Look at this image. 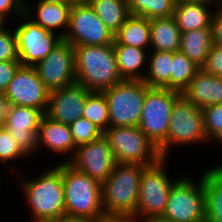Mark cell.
Masks as SVG:
<instances>
[{
    "mask_svg": "<svg viewBox=\"0 0 222 222\" xmlns=\"http://www.w3.org/2000/svg\"><path fill=\"white\" fill-rule=\"evenodd\" d=\"M76 82L103 92L122 81L113 44L73 46Z\"/></svg>",
    "mask_w": 222,
    "mask_h": 222,
    "instance_id": "obj_1",
    "label": "cell"
},
{
    "mask_svg": "<svg viewBox=\"0 0 222 222\" xmlns=\"http://www.w3.org/2000/svg\"><path fill=\"white\" fill-rule=\"evenodd\" d=\"M56 167L62 173L66 215L95 220L105 217L102 184L74 169L67 162Z\"/></svg>",
    "mask_w": 222,
    "mask_h": 222,
    "instance_id": "obj_2",
    "label": "cell"
},
{
    "mask_svg": "<svg viewBox=\"0 0 222 222\" xmlns=\"http://www.w3.org/2000/svg\"><path fill=\"white\" fill-rule=\"evenodd\" d=\"M147 166L117 163L102 184L105 216L134 217L139 197L140 180Z\"/></svg>",
    "mask_w": 222,
    "mask_h": 222,
    "instance_id": "obj_3",
    "label": "cell"
},
{
    "mask_svg": "<svg viewBox=\"0 0 222 222\" xmlns=\"http://www.w3.org/2000/svg\"><path fill=\"white\" fill-rule=\"evenodd\" d=\"M50 169L39 178L20 183L33 222H54L66 215L62 173L56 166Z\"/></svg>",
    "mask_w": 222,
    "mask_h": 222,
    "instance_id": "obj_4",
    "label": "cell"
},
{
    "mask_svg": "<svg viewBox=\"0 0 222 222\" xmlns=\"http://www.w3.org/2000/svg\"><path fill=\"white\" fill-rule=\"evenodd\" d=\"M117 163L149 166L162 157L138 126L109 127L104 132Z\"/></svg>",
    "mask_w": 222,
    "mask_h": 222,
    "instance_id": "obj_5",
    "label": "cell"
},
{
    "mask_svg": "<svg viewBox=\"0 0 222 222\" xmlns=\"http://www.w3.org/2000/svg\"><path fill=\"white\" fill-rule=\"evenodd\" d=\"M210 141L204 128V114L181 95L174 103L166 141L158 148L162 158H168L173 145Z\"/></svg>",
    "mask_w": 222,
    "mask_h": 222,
    "instance_id": "obj_6",
    "label": "cell"
},
{
    "mask_svg": "<svg viewBox=\"0 0 222 222\" xmlns=\"http://www.w3.org/2000/svg\"><path fill=\"white\" fill-rule=\"evenodd\" d=\"M149 87L138 80H122L103 91L109 110V127L139 126Z\"/></svg>",
    "mask_w": 222,
    "mask_h": 222,
    "instance_id": "obj_7",
    "label": "cell"
},
{
    "mask_svg": "<svg viewBox=\"0 0 222 222\" xmlns=\"http://www.w3.org/2000/svg\"><path fill=\"white\" fill-rule=\"evenodd\" d=\"M161 158L155 164L147 166L142 173L139 188V197L134 217L144 220L162 216L165 212L170 190L175 181H171L166 174L164 162Z\"/></svg>",
    "mask_w": 222,
    "mask_h": 222,
    "instance_id": "obj_8",
    "label": "cell"
},
{
    "mask_svg": "<svg viewBox=\"0 0 222 222\" xmlns=\"http://www.w3.org/2000/svg\"><path fill=\"white\" fill-rule=\"evenodd\" d=\"M181 95L167 88H149L145 94L138 127L157 148L166 141L172 108Z\"/></svg>",
    "mask_w": 222,
    "mask_h": 222,
    "instance_id": "obj_9",
    "label": "cell"
},
{
    "mask_svg": "<svg viewBox=\"0 0 222 222\" xmlns=\"http://www.w3.org/2000/svg\"><path fill=\"white\" fill-rule=\"evenodd\" d=\"M195 184L189 177H179L173 184L163 214L174 222H205V188L203 175Z\"/></svg>",
    "mask_w": 222,
    "mask_h": 222,
    "instance_id": "obj_10",
    "label": "cell"
},
{
    "mask_svg": "<svg viewBox=\"0 0 222 222\" xmlns=\"http://www.w3.org/2000/svg\"><path fill=\"white\" fill-rule=\"evenodd\" d=\"M72 46L108 45L114 34L97 16L89 3H75L71 9L69 27L58 33Z\"/></svg>",
    "mask_w": 222,
    "mask_h": 222,
    "instance_id": "obj_11",
    "label": "cell"
},
{
    "mask_svg": "<svg viewBox=\"0 0 222 222\" xmlns=\"http://www.w3.org/2000/svg\"><path fill=\"white\" fill-rule=\"evenodd\" d=\"M30 11L28 3L25 1L24 13L19 18L26 19V22L15 27L19 61L22 66H35L63 41L59 34L55 35L54 32H49L33 22L29 18Z\"/></svg>",
    "mask_w": 222,
    "mask_h": 222,
    "instance_id": "obj_12",
    "label": "cell"
},
{
    "mask_svg": "<svg viewBox=\"0 0 222 222\" xmlns=\"http://www.w3.org/2000/svg\"><path fill=\"white\" fill-rule=\"evenodd\" d=\"M64 162L100 184L107 180L117 164L109 141L104 135L98 140L77 146L71 159Z\"/></svg>",
    "mask_w": 222,
    "mask_h": 222,
    "instance_id": "obj_13",
    "label": "cell"
},
{
    "mask_svg": "<svg viewBox=\"0 0 222 222\" xmlns=\"http://www.w3.org/2000/svg\"><path fill=\"white\" fill-rule=\"evenodd\" d=\"M4 95L9 105L36 108L46 113L50 90L40 80L34 66H20Z\"/></svg>",
    "mask_w": 222,
    "mask_h": 222,
    "instance_id": "obj_14",
    "label": "cell"
},
{
    "mask_svg": "<svg viewBox=\"0 0 222 222\" xmlns=\"http://www.w3.org/2000/svg\"><path fill=\"white\" fill-rule=\"evenodd\" d=\"M34 67L50 91L76 82L74 48L64 40Z\"/></svg>",
    "mask_w": 222,
    "mask_h": 222,
    "instance_id": "obj_15",
    "label": "cell"
},
{
    "mask_svg": "<svg viewBox=\"0 0 222 222\" xmlns=\"http://www.w3.org/2000/svg\"><path fill=\"white\" fill-rule=\"evenodd\" d=\"M44 115L36 108L9 105L4 128L13 135L26 155L38 149V131Z\"/></svg>",
    "mask_w": 222,
    "mask_h": 222,
    "instance_id": "obj_16",
    "label": "cell"
},
{
    "mask_svg": "<svg viewBox=\"0 0 222 222\" xmlns=\"http://www.w3.org/2000/svg\"><path fill=\"white\" fill-rule=\"evenodd\" d=\"M90 92L77 82L50 91L45 115L56 122L70 125L82 117L85 101Z\"/></svg>",
    "mask_w": 222,
    "mask_h": 222,
    "instance_id": "obj_17",
    "label": "cell"
},
{
    "mask_svg": "<svg viewBox=\"0 0 222 222\" xmlns=\"http://www.w3.org/2000/svg\"><path fill=\"white\" fill-rule=\"evenodd\" d=\"M181 94L201 109L222 104V77H216L200 68Z\"/></svg>",
    "mask_w": 222,
    "mask_h": 222,
    "instance_id": "obj_18",
    "label": "cell"
},
{
    "mask_svg": "<svg viewBox=\"0 0 222 222\" xmlns=\"http://www.w3.org/2000/svg\"><path fill=\"white\" fill-rule=\"evenodd\" d=\"M38 146L45 145L55 154L74 155L76 145L74 143L69 125L56 122L46 115L42 117L38 131Z\"/></svg>",
    "mask_w": 222,
    "mask_h": 222,
    "instance_id": "obj_19",
    "label": "cell"
},
{
    "mask_svg": "<svg viewBox=\"0 0 222 222\" xmlns=\"http://www.w3.org/2000/svg\"><path fill=\"white\" fill-rule=\"evenodd\" d=\"M209 5L177 0L173 17L181 32L211 27L214 11Z\"/></svg>",
    "mask_w": 222,
    "mask_h": 222,
    "instance_id": "obj_20",
    "label": "cell"
},
{
    "mask_svg": "<svg viewBox=\"0 0 222 222\" xmlns=\"http://www.w3.org/2000/svg\"><path fill=\"white\" fill-rule=\"evenodd\" d=\"M150 45L152 51L176 52L179 51L181 31L175 18L162 17L150 19Z\"/></svg>",
    "mask_w": 222,
    "mask_h": 222,
    "instance_id": "obj_21",
    "label": "cell"
},
{
    "mask_svg": "<svg viewBox=\"0 0 222 222\" xmlns=\"http://www.w3.org/2000/svg\"><path fill=\"white\" fill-rule=\"evenodd\" d=\"M113 47L122 80L143 81L145 73L140 69L146 64V60L148 61L149 52L142 48L121 44H113Z\"/></svg>",
    "mask_w": 222,
    "mask_h": 222,
    "instance_id": "obj_22",
    "label": "cell"
},
{
    "mask_svg": "<svg viewBox=\"0 0 222 222\" xmlns=\"http://www.w3.org/2000/svg\"><path fill=\"white\" fill-rule=\"evenodd\" d=\"M205 188V222H222V165L203 174Z\"/></svg>",
    "mask_w": 222,
    "mask_h": 222,
    "instance_id": "obj_23",
    "label": "cell"
},
{
    "mask_svg": "<svg viewBox=\"0 0 222 222\" xmlns=\"http://www.w3.org/2000/svg\"><path fill=\"white\" fill-rule=\"evenodd\" d=\"M150 19L130 15L114 34V43L146 49L150 46Z\"/></svg>",
    "mask_w": 222,
    "mask_h": 222,
    "instance_id": "obj_24",
    "label": "cell"
},
{
    "mask_svg": "<svg viewBox=\"0 0 222 222\" xmlns=\"http://www.w3.org/2000/svg\"><path fill=\"white\" fill-rule=\"evenodd\" d=\"M211 27L181 32L179 51L202 66L212 46Z\"/></svg>",
    "mask_w": 222,
    "mask_h": 222,
    "instance_id": "obj_25",
    "label": "cell"
},
{
    "mask_svg": "<svg viewBox=\"0 0 222 222\" xmlns=\"http://www.w3.org/2000/svg\"><path fill=\"white\" fill-rule=\"evenodd\" d=\"M148 55L150 59L146 66H148V73L145 74L143 82L149 88H167L171 89V75H172V52L151 51Z\"/></svg>",
    "mask_w": 222,
    "mask_h": 222,
    "instance_id": "obj_26",
    "label": "cell"
},
{
    "mask_svg": "<svg viewBox=\"0 0 222 222\" xmlns=\"http://www.w3.org/2000/svg\"><path fill=\"white\" fill-rule=\"evenodd\" d=\"M89 4L113 34L130 16L127 0H91Z\"/></svg>",
    "mask_w": 222,
    "mask_h": 222,
    "instance_id": "obj_27",
    "label": "cell"
},
{
    "mask_svg": "<svg viewBox=\"0 0 222 222\" xmlns=\"http://www.w3.org/2000/svg\"><path fill=\"white\" fill-rule=\"evenodd\" d=\"M73 5L50 3L39 1L37 3V18L32 20L39 24L49 32H54L55 29L65 27L68 30L70 13Z\"/></svg>",
    "mask_w": 222,
    "mask_h": 222,
    "instance_id": "obj_28",
    "label": "cell"
},
{
    "mask_svg": "<svg viewBox=\"0 0 222 222\" xmlns=\"http://www.w3.org/2000/svg\"><path fill=\"white\" fill-rule=\"evenodd\" d=\"M177 0H127L130 15L147 19L171 17Z\"/></svg>",
    "mask_w": 222,
    "mask_h": 222,
    "instance_id": "obj_29",
    "label": "cell"
},
{
    "mask_svg": "<svg viewBox=\"0 0 222 222\" xmlns=\"http://www.w3.org/2000/svg\"><path fill=\"white\" fill-rule=\"evenodd\" d=\"M200 68V66L190 60L183 52H174L172 61L171 90L182 93Z\"/></svg>",
    "mask_w": 222,
    "mask_h": 222,
    "instance_id": "obj_30",
    "label": "cell"
},
{
    "mask_svg": "<svg viewBox=\"0 0 222 222\" xmlns=\"http://www.w3.org/2000/svg\"><path fill=\"white\" fill-rule=\"evenodd\" d=\"M82 118L91 121L103 132L109 128V110L103 92H90L88 94Z\"/></svg>",
    "mask_w": 222,
    "mask_h": 222,
    "instance_id": "obj_31",
    "label": "cell"
},
{
    "mask_svg": "<svg viewBox=\"0 0 222 222\" xmlns=\"http://www.w3.org/2000/svg\"><path fill=\"white\" fill-rule=\"evenodd\" d=\"M71 134L76 146L98 140L104 132L85 118H79L70 125Z\"/></svg>",
    "mask_w": 222,
    "mask_h": 222,
    "instance_id": "obj_32",
    "label": "cell"
},
{
    "mask_svg": "<svg viewBox=\"0 0 222 222\" xmlns=\"http://www.w3.org/2000/svg\"><path fill=\"white\" fill-rule=\"evenodd\" d=\"M27 155L20 149L17 140L6 128L0 129V162L6 165L7 161L16 160Z\"/></svg>",
    "mask_w": 222,
    "mask_h": 222,
    "instance_id": "obj_33",
    "label": "cell"
},
{
    "mask_svg": "<svg viewBox=\"0 0 222 222\" xmlns=\"http://www.w3.org/2000/svg\"><path fill=\"white\" fill-rule=\"evenodd\" d=\"M19 61L16 32L5 28L0 32V62Z\"/></svg>",
    "mask_w": 222,
    "mask_h": 222,
    "instance_id": "obj_34",
    "label": "cell"
},
{
    "mask_svg": "<svg viewBox=\"0 0 222 222\" xmlns=\"http://www.w3.org/2000/svg\"><path fill=\"white\" fill-rule=\"evenodd\" d=\"M204 128L209 140L222 130V104L209 105L202 109Z\"/></svg>",
    "mask_w": 222,
    "mask_h": 222,
    "instance_id": "obj_35",
    "label": "cell"
},
{
    "mask_svg": "<svg viewBox=\"0 0 222 222\" xmlns=\"http://www.w3.org/2000/svg\"><path fill=\"white\" fill-rule=\"evenodd\" d=\"M201 69L216 77H222V46L212 45Z\"/></svg>",
    "mask_w": 222,
    "mask_h": 222,
    "instance_id": "obj_36",
    "label": "cell"
},
{
    "mask_svg": "<svg viewBox=\"0 0 222 222\" xmlns=\"http://www.w3.org/2000/svg\"><path fill=\"white\" fill-rule=\"evenodd\" d=\"M21 66L20 61L0 62V92L4 93L8 84L13 79L17 70Z\"/></svg>",
    "mask_w": 222,
    "mask_h": 222,
    "instance_id": "obj_37",
    "label": "cell"
},
{
    "mask_svg": "<svg viewBox=\"0 0 222 222\" xmlns=\"http://www.w3.org/2000/svg\"><path fill=\"white\" fill-rule=\"evenodd\" d=\"M25 0H0V15L5 19L12 12L19 17L24 13Z\"/></svg>",
    "mask_w": 222,
    "mask_h": 222,
    "instance_id": "obj_38",
    "label": "cell"
},
{
    "mask_svg": "<svg viewBox=\"0 0 222 222\" xmlns=\"http://www.w3.org/2000/svg\"><path fill=\"white\" fill-rule=\"evenodd\" d=\"M215 8L211 23L212 44L222 46V10Z\"/></svg>",
    "mask_w": 222,
    "mask_h": 222,
    "instance_id": "obj_39",
    "label": "cell"
},
{
    "mask_svg": "<svg viewBox=\"0 0 222 222\" xmlns=\"http://www.w3.org/2000/svg\"><path fill=\"white\" fill-rule=\"evenodd\" d=\"M9 102L4 95V93L0 92V129L4 128L6 113L8 112Z\"/></svg>",
    "mask_w": 222,
    "mask_h": 222,
    "instance_id": "obj_40",
    "label": "cell"
},
{
    "mask_svg": "<svg viewBox=\"0 0 222 222\" xmlns=\"http://www.w3.org/2000/svg\"><path fill=\"white\" fill-rule=\"evenodd\" d=\"M135 217H122V216H105L98 220V222H137ZM141 222V221H139Z\"/></svg>",
    "mask_w": 222,
    "mask_h": 222,
    "instance_id": "obj_41",
    "label": "cell"
},
{
    "mask_svg": "<svg viewBox=\"0 0 222 222\" xmlns=\"http://www.w3.org/2000/svg\"><path fill=\"white\" fill-rule=\"evenodd\" d=\"M54 222H98V220L80 217H70L65 215Z\"/></svg>",
    "mask_w": 222,
    "mask_h": 222,
    "instance_id": "obj_42",
    "label": "cell"
},
{
    "mask_svg": "<svg viewBox=\"0 0 222 222\" xmlns=\"http://www.w3.org/2000/svg\"><path fill=\"white\" fill-rule=\"evenodd\" d=\"M180 1L190 2V3H202V4H206V5L217 4L216 6L218 8L221 0H180Z\"/></svg>",
    "mask_w": 222,
    "mask_h": 222,
    "instance_id": "obj_43",
    "label": "cell"
},
{
    "mask_svg": "<svg viewBox=\"0 0 222 222\" xmlns=\"http://www.w3.org/2000/svg\"><path fill=\"white\" fill-rule=\"evenodd\" d=\"M142 222H174V221H171L169 218H166L162 215V216H156L154 218L144 220Z\"/></svg>",
    "mask_w": 222,
    "mask_h": 222,
    "instance_id": "obj_44",
    "label": "cell"
},
{
    "mask_svg": "<svg viewBox=\"0 0 222 222\" xmlns=\"http://www.w3.org/2000/svg\"><path fill=\"white\" fill-rule=\"evenodd\" d=\"M41 1H46L50 3L68 4V5L75 4L73 0H41Z\"/></svg>",
    "mask_w": 222,
    "mask_h": 222,
    "instance_id": "obj_45",
    "label": "cell"
},
{
    "mask_svg": "<svg viewBox=\"0 0 222 222\" xmlns=\"http://www.w3.org/2000/svg\"><path fill=\"white\" fill-rule=\"evenodd\" d=\"M213 139H215L214 141H216L217 140V142L219 141V143H221V145H222V130L218 133V134H216L213 138H212V140Z\"/></svg>",
    "mask_w": 222,
    "mask_h": 222,
    "instance_id": "obj_46",
    "label": "cell"
},
{
    "mask_svg": "<svg viewBox=\"0 0 222 222\" xmlns=\"http://www.w3.org/2000/svg\"><path fill=\"white\" fill-rule=\"evenodd\" d=\"M6 19L0 15V32L5 29V26L3 24H5Z\"/></svg>",
    "mask_w": 222,
    "mask_h": 222,
    "instance_id": "obj_47",
    "label": "cell"
},
{
    "mask_svg": "<svg viewBox=\"0 0 222 222\" xmlns=\"http://www.w3.org/2000/svg\"><path fill=\"white\" fill-rule=\"evenodd\" d=\"M74 3H89L91 0H73Z\"/></svg>",
    "mask_w": 222,
    "mask_h": 222,
    "instance_id": "obj_48",
    "label": "cell"
},
{
    "mask_svg": "<svg viewBox=\"0 0 222 222\" xmlns=\"http://www.w3.org/2000/svg\"><path fill=\"white\" fill-rule=\"evenodd\" d=\"M218 8H219L220 10H222V0L220 1V4H219Z\"/></svg>",
    "mask_w": 222,
    "mask_h": 222,
    "instance_id": "obj_49",
    "label": "cell"
}]
</instances>
